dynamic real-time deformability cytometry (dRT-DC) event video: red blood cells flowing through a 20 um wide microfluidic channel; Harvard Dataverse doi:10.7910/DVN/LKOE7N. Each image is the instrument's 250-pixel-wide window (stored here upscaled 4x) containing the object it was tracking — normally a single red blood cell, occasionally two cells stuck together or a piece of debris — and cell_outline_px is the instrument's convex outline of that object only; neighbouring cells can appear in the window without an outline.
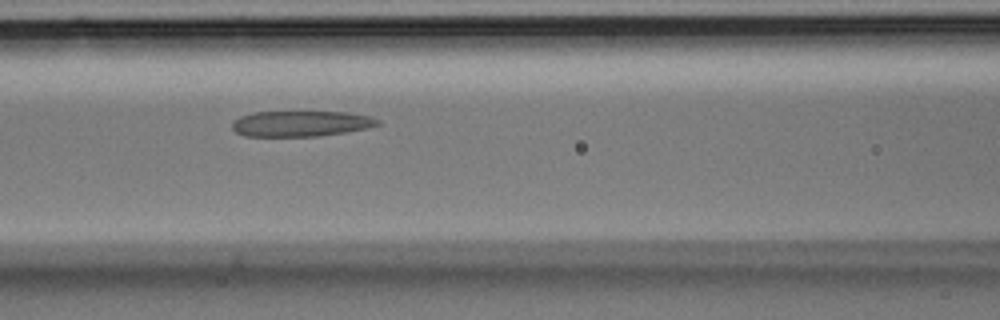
{"species": "Egyptian fruit bat (a non-hibernating species)", "species_latin": "Rousettus aegyptiacus", "temperature_condition": "room temperature", "stored_images_in_passage": 4, "camera_frame_rate_fps": 3000, "um_per_image_px": 0.085, "animal": {"sex": "male"}, "frame": {"image": 1, "passage_image": 4, "time_ms": 1.0, "image_size_px": [1000, 320], "cell_outline_px": [[380, 124], [364, 128], [344, 132], [320, 136], [244, 136], [236, 132], [232, 128], [232, 120], [240, 116], [252, 112], [348, 112], [372, 116], [380, 120]], "centroid_in_image_um": [25.55, 10.5], "position_along_channel_um": 141.1, "area_um2": 21.79}}